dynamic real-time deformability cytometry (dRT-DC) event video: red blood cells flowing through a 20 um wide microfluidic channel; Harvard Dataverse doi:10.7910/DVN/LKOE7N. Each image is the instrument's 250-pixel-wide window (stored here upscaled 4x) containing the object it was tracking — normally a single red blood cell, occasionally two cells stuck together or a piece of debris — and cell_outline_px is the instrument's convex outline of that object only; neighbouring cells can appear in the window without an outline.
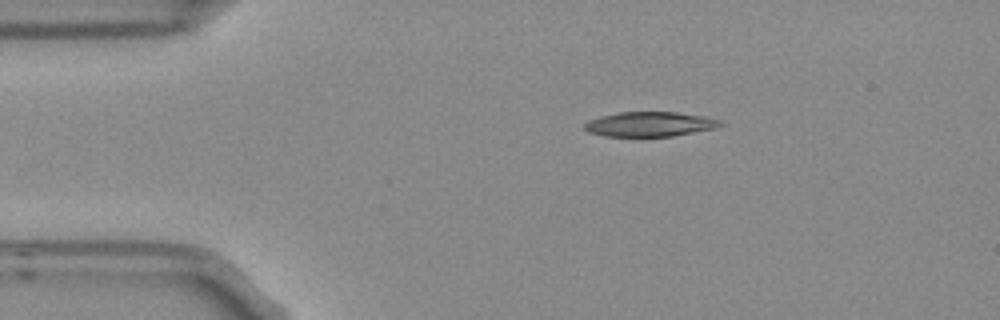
{"species": "Egyptian fruit bat (a non-hibernating species)", "species_latin": "Rousettus aegyptiacus", "temperature_condition": "room temperature", "stored_images_in_passage": 2, "camera_frame_rate_fps": 3000, "um_per_image_px": 0.085, "frame": {"image": 1, "passage_image": 1, "time_ms": 0.0, "image_size_px": [1000, 320], "cell_outline_px": [[724, 124], [716, 128], [672, 136], [604, 136], [588, 132], [584, 128], [584, 124], [600, 116], [620, 112], [676, 112], [704, 116], [720, 120]], "centroid_in_image_um": [55.25, 10.55], "position_along_channel_um": 29.7, "area_um2": 19.42}}